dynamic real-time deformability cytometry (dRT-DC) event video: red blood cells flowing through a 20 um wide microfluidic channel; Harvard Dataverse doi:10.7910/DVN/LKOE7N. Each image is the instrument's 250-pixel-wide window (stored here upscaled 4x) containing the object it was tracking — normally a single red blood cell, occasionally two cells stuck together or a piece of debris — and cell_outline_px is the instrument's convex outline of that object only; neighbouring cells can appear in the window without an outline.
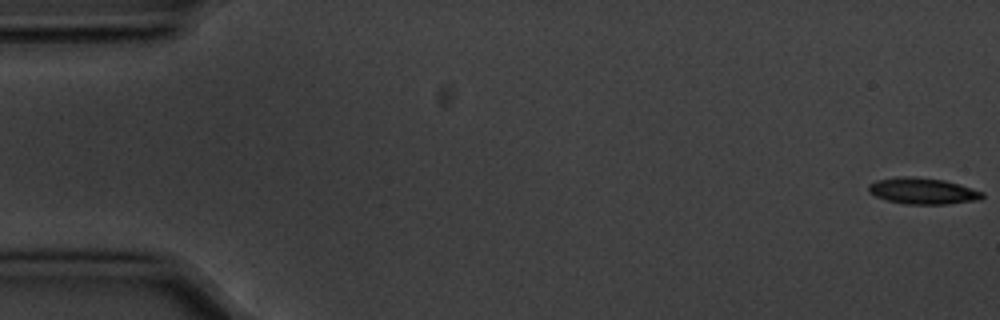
{"species": "common noctule bat (a hibernating species)", "species_latin": "Nyctalus noctula", "temperature_condition": "cold", "stored_images_in_passage": 6, "segment_of_instrument_passage": [1, 2], "camera_frame_rate_fps": 3000, "um_per_image_px": 0.085, "animal": {"sex": "male", "body_mass_g": 20.1, "forearm_length_mm": 53.5}, "frame": {"image": 1, "passage_image": 1, "time_ms": 0.0, "image_size_px": [1000, 320], "cell_outline_px": [[984, 196], [980, 200], [948, 204], [904, 204], [888, 200], [876, 196], [868, 192], [868, 184], [876, 180], [904, 176], [912, 176], [944, 180], [984, 192]], "centroid_in_image_um": [78.43, 16.24], "position_along_channel_um": 6.6, "area_um2": 17.4}}